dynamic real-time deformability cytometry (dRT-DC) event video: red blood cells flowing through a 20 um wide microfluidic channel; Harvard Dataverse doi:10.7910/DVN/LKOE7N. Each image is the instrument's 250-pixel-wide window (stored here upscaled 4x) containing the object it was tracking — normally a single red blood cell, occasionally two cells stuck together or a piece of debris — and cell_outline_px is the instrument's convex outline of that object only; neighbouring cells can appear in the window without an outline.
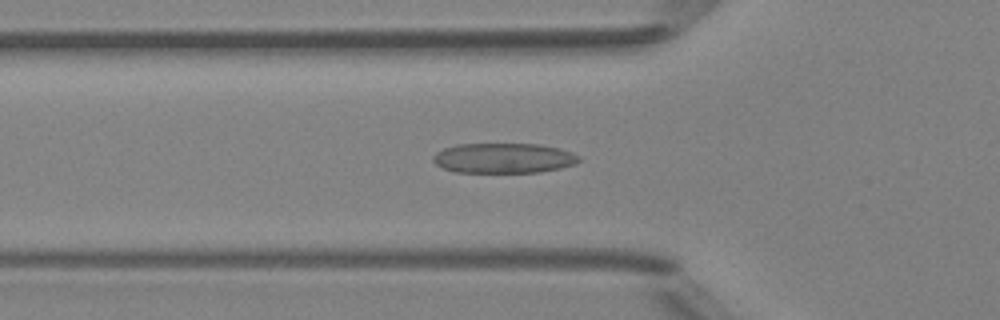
{"species": "Egyptian fruit bat (a non-hibernating species)", "species_latin": "Rousettus aegyptiacus", "temperature_condition": "room temperature", "stored_images_in_passage": 35, "camera_frame_rate_fps": 3000, "um_per_image_px": 0.085, "animal": {"sex": "female"}, "frame": {"image": 1, "passage_image": 4, "time_ms": 1.0, "image_size_px": [1000, 320], "cell_outline_px": [[580, 160], [576, 164], [560, 168], [540, 172], [456, 172], [444, 168], [436, 164], [432, 160], [432, 156], [436, 152], [444, 148], [456, 144], [540, 144], [572, 152], [580, 156]], "centroid_in_image_um": [42.8, 13.44], "position_along_channel_um": 83.0, "area_um2": 25.55}}
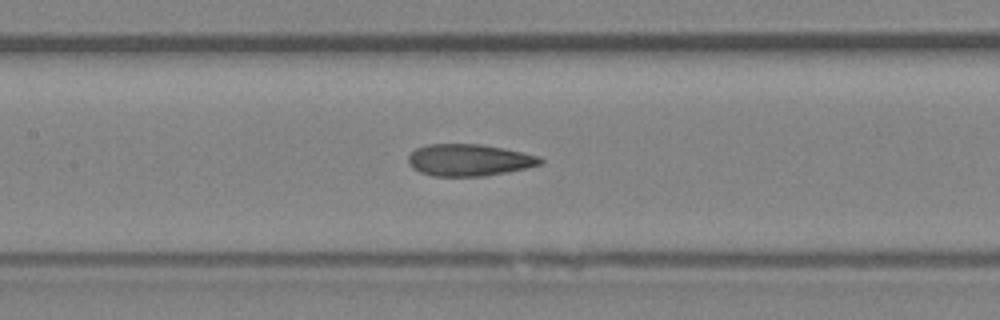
{"frame": {"image": 2, "passage_image": 10, "time_ms": 3.0, "image_size_px": [1000, 320], "cell_outline_px": [[544, 164], [508, 172], [484, 176], [432, 176], [420, 172], [412, 168], [408, 164], [408, 156], [416, 148], [428, 144], [480, 144], [504, 148], [540, 156], [544, 160]], "centroid_in_image_um": [39.89, 13.6], "position_along_channel_um": 167.5, "area_um2": 24.74}}
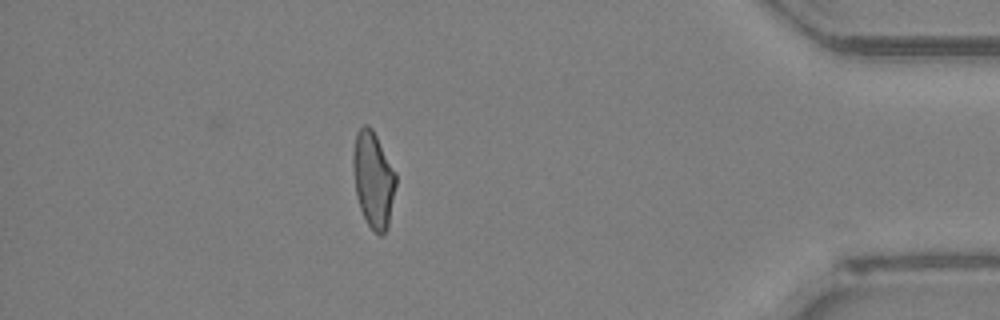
{"frame": {"image": 3, "passage_image": 30, "time_ms": 9.667, "image_size_px": [1000, 320], "cell_outline_px": [[396, 184], [388, 228], [380, 236], [368, 224], [360, 208], [356, 196], [352, 164], [352, 152], [356, 132], [364, 124], [368, 124], [372, 128], [396, 172]], "centroid_in_image_um": [31.72, 15.22], "position_along_channel_um": 403.5, "area_um2": 24.04}, "authors_computed_cell_mechanics": {"area_um2": 24.276, "velocity_mm_per_s": 4.2285, "shape_relaxation_time_tau1_ms": 7.0807, "shape_relaxation_time_tau2_ms": 1.9798, "deformation_change_tau1": 0.1909, "deformation_change_tau2": 0.1083}}